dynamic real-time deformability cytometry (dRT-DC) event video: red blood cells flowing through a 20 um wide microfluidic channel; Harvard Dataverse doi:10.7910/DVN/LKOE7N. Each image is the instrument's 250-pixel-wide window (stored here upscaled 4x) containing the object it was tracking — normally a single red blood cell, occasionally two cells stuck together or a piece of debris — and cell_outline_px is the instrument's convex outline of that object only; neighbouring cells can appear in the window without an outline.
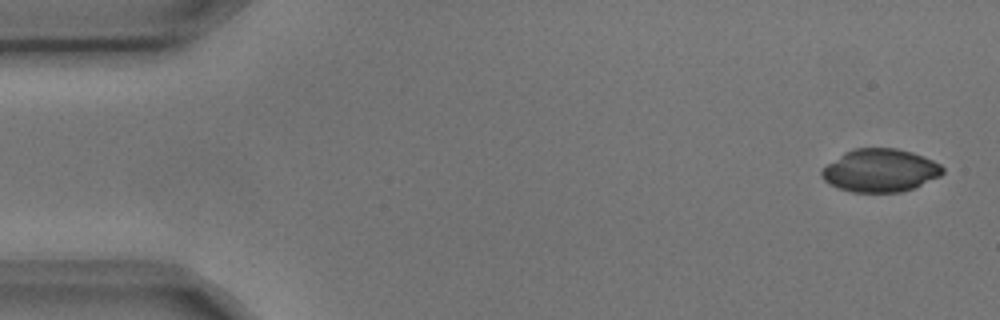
{"species": "common noctule bat (a hibernating species)", "species_latin": "Nyctalus noctula", "temperature_condition": "cold", "stored_images_in_passage": 5, "camera_frame_rate_fps": 3000, "um_per_image_px": 0.085, "animal": {"sex": "male", "body_mass_g": 17.9, "forearm_length_mm": 54.2}, "frame": {"image": 1, "passage_image": 1, "time_ms": 0.0, "image_size_px": [1000, 320], "cell_outline_px": [[944, 172], [940, 176], [912, 188], [900, 192], [852, 192], [828, 184], [820, 176], [820, 172], [828, 164], [844, 152], [852, 148], [896, 148], [912, 152], [924, 156], [940, 164], [944, 168]], "centroid_in_image_um": [74.81, 14.48], "position_along_channel_um": 10.2, "area_um2": 30.23}}
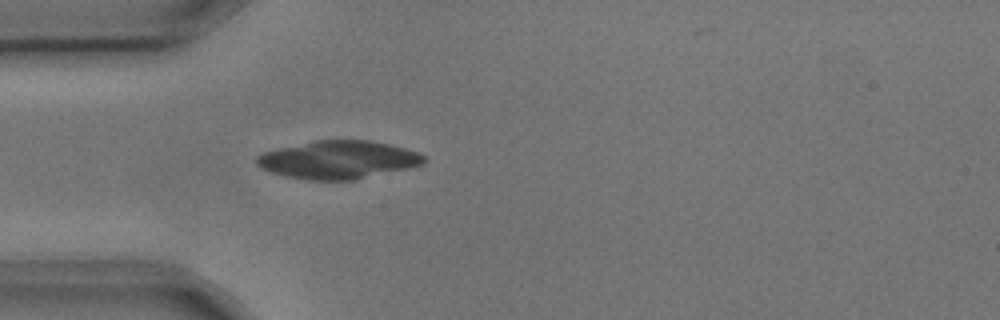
{"frame": {"image": 2, "passage_image": 5, "time_ms": 1.333, "image_size_px": [1000, 320], "cell_outline_px": [[428, 160], [424, 164], [408, 168], [356, 180], [308, 180], [284, 176], [260, 168], [256, 164], [256, 156], [260, 152], [276, 148], [316, 140], [368, 140], [388, 144], [420, 152]], "centroid_in_image_um": [28.73, 13.58], "position_along_channel_um": 56.3, "area_um2": 37.4}}